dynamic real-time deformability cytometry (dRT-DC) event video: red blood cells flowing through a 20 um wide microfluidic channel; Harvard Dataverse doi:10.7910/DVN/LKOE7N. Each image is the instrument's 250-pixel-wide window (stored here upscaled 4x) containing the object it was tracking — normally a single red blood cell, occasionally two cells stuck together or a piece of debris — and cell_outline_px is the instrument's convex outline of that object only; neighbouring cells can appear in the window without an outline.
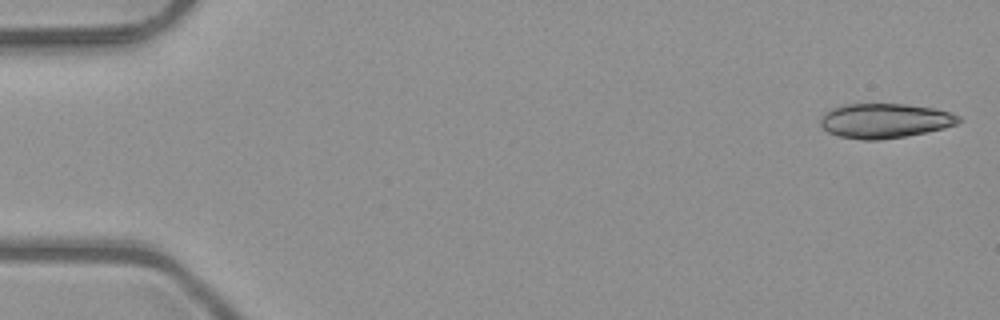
{"species": "common noctule bat (a hibernating species)", "species_latin": "Nyctalus noctula", "temperature_condition": "room temperature", "stored_images_in_passage": 5, "camera_frame_rate_fps": 3000, "um_per_image_px": 0.085, "animal": {"sex": "male", "body_mass_g": 23.1, "forearm_length_mm": 52.7}, "frame": {"image": 1, "passage_image": 1, "time_ms": 0.0, "image_size_px": [1000, 320], "cell_outline_px": [[960, 120], [956, 124], [944, 128], [904, 136], [880, 140], [864, 140], [840, 136], [828, 132], [820, 124], [820, 120], [832, 108], [840, 104], [904, 104], [932, 108], [952, 112], [960, 116]], "centroid_in_image_um": [75.21, 10.26], "position_along_channel_um": 9.8, "area_um2": 27.63}}
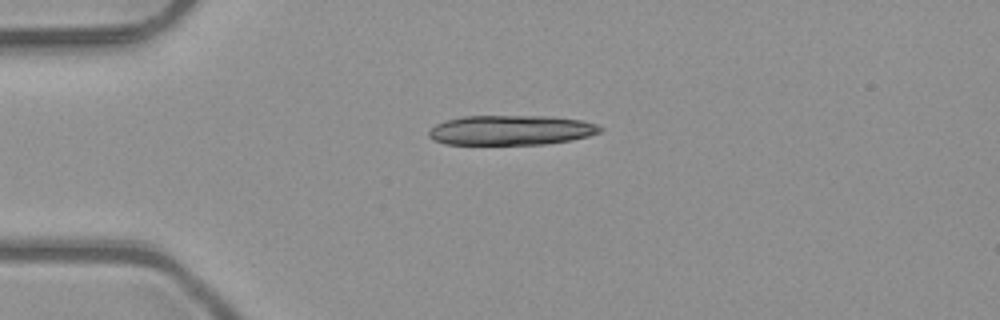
{"frame": {"image": 2, "passage_image": 4, "time_ms": 1.0, "image_size_px": [1000, 320], "cell_outline_px": [[604, 128], [600, 132], [588, 136], [572, 140], [544, 144], [444, 144], [432, 140], [428, 136], [428, 132], [436, 124], [448, 120], [464, 116], [548, 116], [580, 120], [596, 124]], "centroid_in_image_um": [43.43, 11.06], "position_along_channel_um": 41.6, "area_um2": 29.71}}